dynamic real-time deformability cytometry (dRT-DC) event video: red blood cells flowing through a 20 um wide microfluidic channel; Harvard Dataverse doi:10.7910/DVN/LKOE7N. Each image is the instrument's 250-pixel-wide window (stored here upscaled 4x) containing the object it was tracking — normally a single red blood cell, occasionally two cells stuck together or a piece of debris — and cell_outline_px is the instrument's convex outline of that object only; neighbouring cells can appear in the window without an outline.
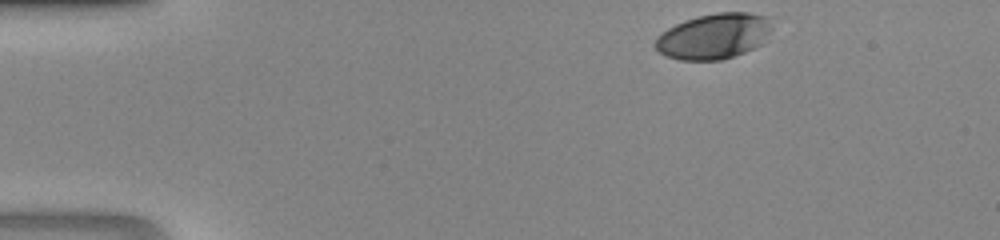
{"species": "human", "species_latin": "Homo sapiens", "temperature_condition": "room temperature", "stored_images_in_passage": 33, "camera_frame_rate_fps": 3000, "um_per_image_px": 0.085, "donor": {"sex": "male"}, "frame": {"image": 1, "passage_image": 1, "time_ms": 0.0, "image_size_px": [1000, 240], "cell_outline_px": [[772, 28], [764, 44], [744, 52], [720, 60], [680, 60], [664, 56], [652, 44], [656, 36], [668, 28], [684, 20], [696, 16], [716, 12], [748, 12], [768, 16]], "centroid_in_image_um": [60.67, 3.07], "position_along_channel_um": 24.3, "area_um2": 31.39}}
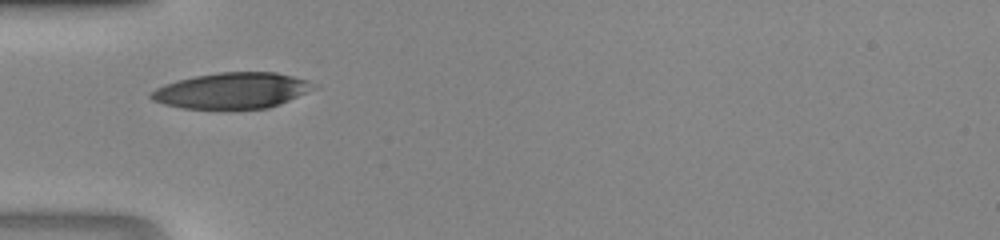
{"frame": {"image": 2, "passage_image": 10, "time_ms": 3.0, "image_size_px": [1000, 240], "cell_outline_px": [[320, 88], [280, 104], [268, 108], [184, 108], [164, 104], [152, 100], [148, 96], [156, 88], [164, 84], [176, 80], [196, 76], [220, 72], [276, 72], [308, 80], [316, 84]], "centroid_in_image_um": [19.78, 7.69], "position_along_channel_um": 65.2, "area_um2": 34.04}}
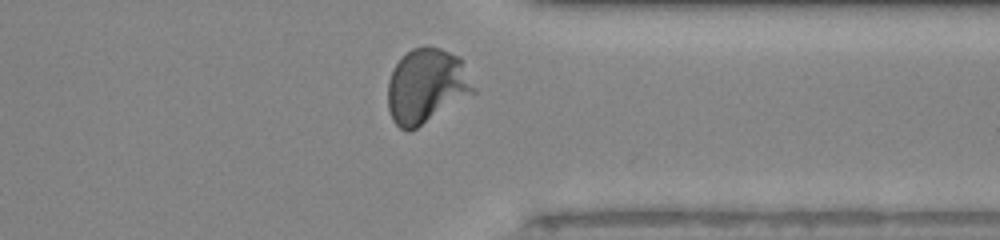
{"frame": {"image": 3, "passage_image": 31, "time_ms": 10.0, "image_size_px": [1000, 240], "cell_outline_px": [[476, 92], [416, 128], [408, 132], [400, 128], [392, 120], [388, 108], [388, 80], [396, 64], [412, 48], [440, 48], [460, 56], [464, 60], [476, 88]], "centroid_in_image_um": [36.28, 7.32], "position_along_channel_um": 375.1, "area_um2": 37.22}}